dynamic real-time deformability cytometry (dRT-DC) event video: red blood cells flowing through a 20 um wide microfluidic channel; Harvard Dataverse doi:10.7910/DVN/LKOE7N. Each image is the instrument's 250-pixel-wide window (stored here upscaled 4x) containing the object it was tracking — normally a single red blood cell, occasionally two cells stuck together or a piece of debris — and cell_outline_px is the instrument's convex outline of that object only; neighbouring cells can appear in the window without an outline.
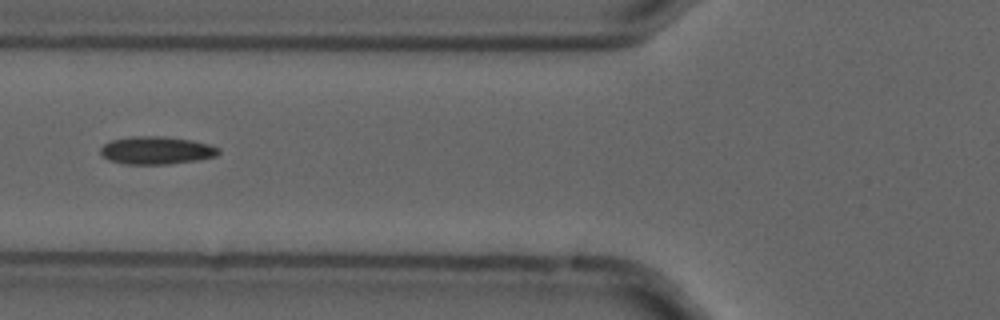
{"species": "common noctule bat (a hibernating species)", "species_latin": "Nyctalus noctula", "temperature_condition": "cold", "stored_images_in_passage": 7, "camera_frame_rate_fps": 3000, "um_per_image_px": 0.085, "animal": {"sex": "male", "forearm_length_mm": 52.5}, "frame": {"image": 1, "passage_image": 6, "time_ms": 1.667, "image_size_px": [1000, 320], "cell_outline_px": [[220, 152], [216, 156], [200, 160], [168, 164], [124, 164], [108, 160], [100, 152], [100, 148], [104, 144], [112, 140], [132, 136], [164, 136], [192, 140], [208, 144], [220, 148]], "centroid_in_image_um": [13.31, 12.78], "position_along_channel_um": 112.5, "area_um2": 19.25}}
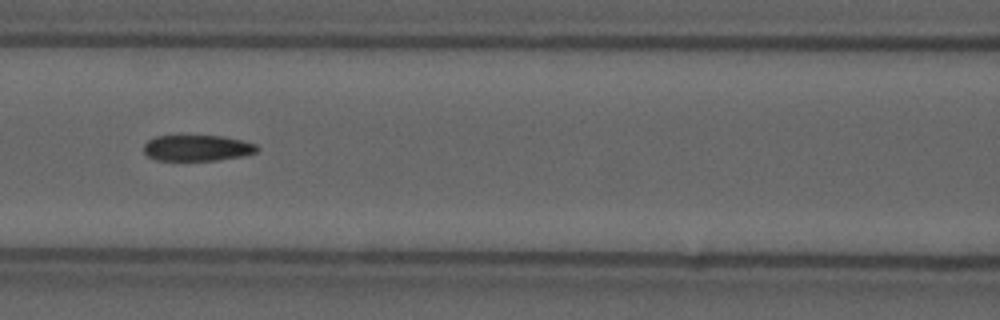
{"frame": {"image": 2, "passage_image": 7, "time_ms": 2.0, "image_size_px": [1000, 320], "cell_outline_px": [[260, 148], [256, 152], [244, 156], [216, 160], [156, 160], [148, 156], [144, 152], [144, 144], [148, 140], [156, 136], [180, 132], [224, 136], [244, 140], [256, 144]], "centroid_in_image_um": [16.75, 12.51], "position_along_channel_um": 149.9, "area_um2": 18.21}}